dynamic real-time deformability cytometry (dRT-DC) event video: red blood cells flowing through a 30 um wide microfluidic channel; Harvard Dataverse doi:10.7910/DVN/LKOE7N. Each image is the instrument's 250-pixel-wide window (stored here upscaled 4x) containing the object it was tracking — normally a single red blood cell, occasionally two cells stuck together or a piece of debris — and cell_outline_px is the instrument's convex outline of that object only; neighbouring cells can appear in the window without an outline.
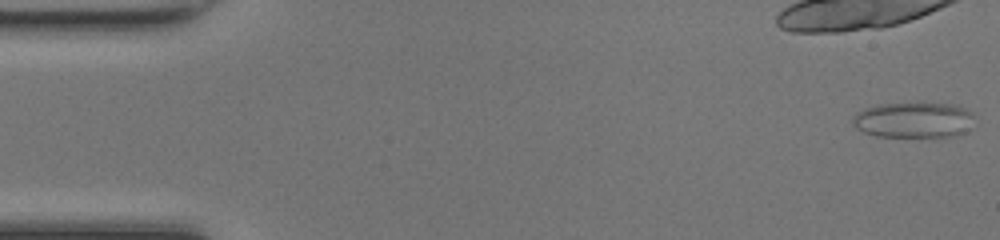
{"species": "common noctule bat (a hibernating species)", "species_latin": "Nyctalus noctula", "temperature_condition": "room temperature", "stored_images_in_passage": 46, "camera_frame_rate_fps": 3000, "um_per_image_px": 0.085, "animal": {"sex": "female", "body_mass_g": 17.0, "forearm_length_mm": 48.0}, "frame": {"image": 1, "passage_image": 1, "time_ms": 0.0, "image_size_px": [1000, 240], "cell_outline_px": [[972, 116], [968, 128], [964, 132], [956, 136], [876, 136], [864, 132], [856, 128], [852, 124], [852, 116], [856, 112], [864, 108], [876, 104], [952, 104], [964, 108], [972, 112]], "centroid_in_image_um": [77.58, 10.2], "position_along_channel_um": 7.4, "area_um2": 24.91}}